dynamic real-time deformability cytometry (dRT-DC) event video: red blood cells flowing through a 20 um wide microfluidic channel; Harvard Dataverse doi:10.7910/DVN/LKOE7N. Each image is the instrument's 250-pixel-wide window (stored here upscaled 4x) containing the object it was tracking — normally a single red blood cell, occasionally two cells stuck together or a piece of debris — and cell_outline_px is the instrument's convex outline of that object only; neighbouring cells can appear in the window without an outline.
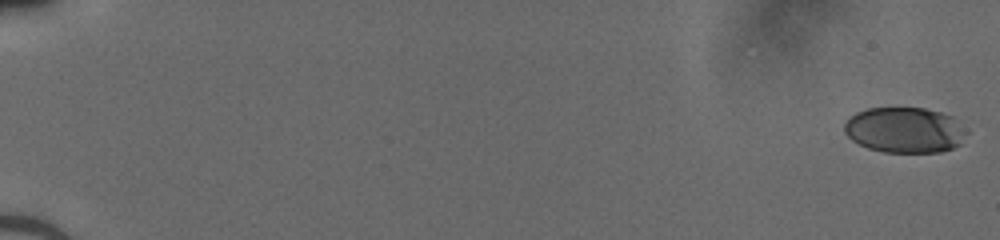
{"species": "human", "species_latin": "Homo sapiens", "temperature_condition": "cold", "stored_images_in_passage": 52, "camera_frame_rate_fps": 3000, "um_per_image_px": 0.085, "donor": {"sex": "male"}, "frame": {"image": 1, "passage_image": 1, "time_ms": 0.0, "image_size_px": [1000, 240], "cell_outline_px": [[960, 144], [952, 148], [940, 152], [884, 152], [868, 148], [852, 140], [844, 132], [844, 120], [848, 116], [856, 112], [868, 108], [924, 108], [940, 112], [952, 116], [960, 136]], "centroid_in_image_um": [76.73, 11.05], "position_along_channel_um": 8.3, "area_um2": 31.67}}
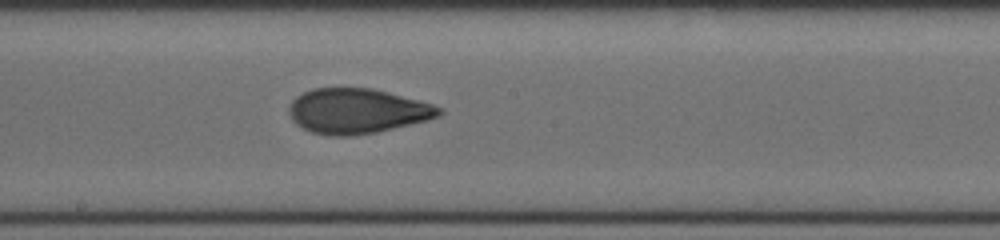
{"frame": {"image": 2, "passage_image": 31, "time_ms": 10.0, "image_size_px": [1000, 240], "cell_outline_px": [[444, 112], [440, 116], [428, 120], [376, 132], [348, 136], [336, 136], [312, 132], [296, 124], [292, 120], [288, 112], [288, 108], [292, 100], [296, 96], [312, 88], [372, 88], [388, 92], [432, 104], [444, 108]], "centroid_in_image_um": [30.36, 9.43], "position_along_channel_um": 217.8, "area_um2": 39.3}}
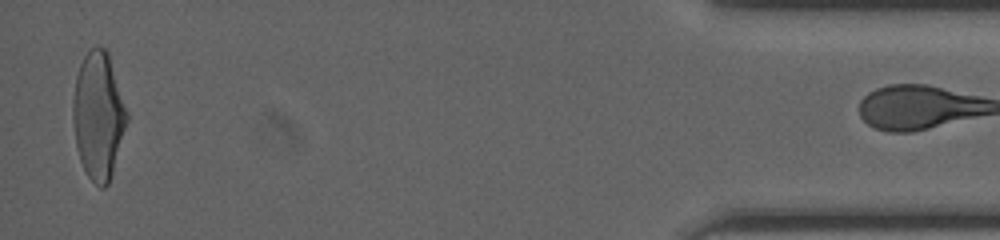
{"frame": {"image": 3, "passage_image": 51, "time_ms": 16.667, "image_size_px": [1000, 240], "cell_outline_px": [[128, 120], [112, 172], [108, 184], [104, 188], [100, 188], [88, 176], [80, 160], [76, 148], [72, 120], [72, 100], [76, 76], [80, 64], [84, 56], [96, 44], [104, 48], [108, 52], [128, 112]], "centroid_in_image_um": [8.35, 9.8], "position_along_channel_um": 426.9, "area_um2": 40.06}}